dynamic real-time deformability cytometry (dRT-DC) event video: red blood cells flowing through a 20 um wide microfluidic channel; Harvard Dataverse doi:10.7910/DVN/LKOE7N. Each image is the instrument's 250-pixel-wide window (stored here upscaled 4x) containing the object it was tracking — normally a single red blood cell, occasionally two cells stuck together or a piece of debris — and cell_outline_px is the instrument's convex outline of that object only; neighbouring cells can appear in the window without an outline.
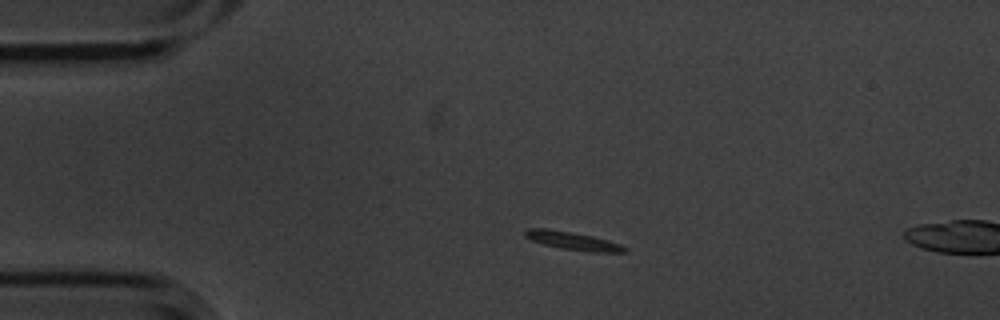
{"species": "common noctule bat (a hibernating species)", "species_latin": "Nyctalus noctula", "temperature_condition": "cold", "stored_images_in_passage": 3, "camera_frame_rate_fps": 3000, "um_per_image_px": 0.085, "animal": {"sex": "male", "body_mass_g": 20.1, "forearm_length_mm": 53.5}, "frame": {"image": 1, "passage_image": 2, "time_ms": 0.333, "image_size_px": [1000, 320], "cell_outline_px": [[628, 248], [624, 252], [592, 252], [560, 248], [544, 244], [532, 240], [524, 236], [524, 232], [528, 228], [548, 228], [592, 236], [608, 240], [620, 244]], "centroid_in_image_um": [48.68, 20.46], "position_along_channel_um": 36.3, "area_um2": 10.4}}